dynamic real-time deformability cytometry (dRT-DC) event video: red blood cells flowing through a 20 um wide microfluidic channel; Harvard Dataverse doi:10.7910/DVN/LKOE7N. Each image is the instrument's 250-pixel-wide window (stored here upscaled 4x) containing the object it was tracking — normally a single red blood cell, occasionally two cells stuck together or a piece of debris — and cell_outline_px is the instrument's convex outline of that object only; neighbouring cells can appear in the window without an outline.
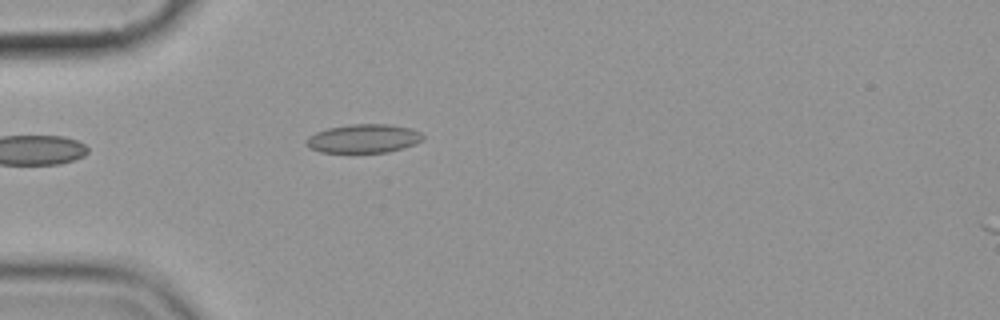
{"species": "common noctule bat (a hibernating species)", "species_latin": "Nyctalus noctula", "temperature_condition": "cold", "stored_images_in_passage": 5, "camera_frame_rate_fps": 3000, "um_per_image_px": 0.085, "animal": {"sex": "female", "body_mass_g": 19.9}, "frame": {"image": 1, "passage_image": 4, "time_ms": 3.667, "image_size_px": [1000, 320], "cell_outline_px": [[424, 140], [416, 144], [404, 148], [388, 152], [320, 152], [308, 148], [304, 144], [304, 140], [308, 136], [316, 132], [328, 128], [352, 124], [388, 124], [412, 128], [420, 132], [424, 136]], "centroid_in_image_um": [30.9, 11.78], "position_along_channel_um": 54.1, "area_um2": 19.77}}